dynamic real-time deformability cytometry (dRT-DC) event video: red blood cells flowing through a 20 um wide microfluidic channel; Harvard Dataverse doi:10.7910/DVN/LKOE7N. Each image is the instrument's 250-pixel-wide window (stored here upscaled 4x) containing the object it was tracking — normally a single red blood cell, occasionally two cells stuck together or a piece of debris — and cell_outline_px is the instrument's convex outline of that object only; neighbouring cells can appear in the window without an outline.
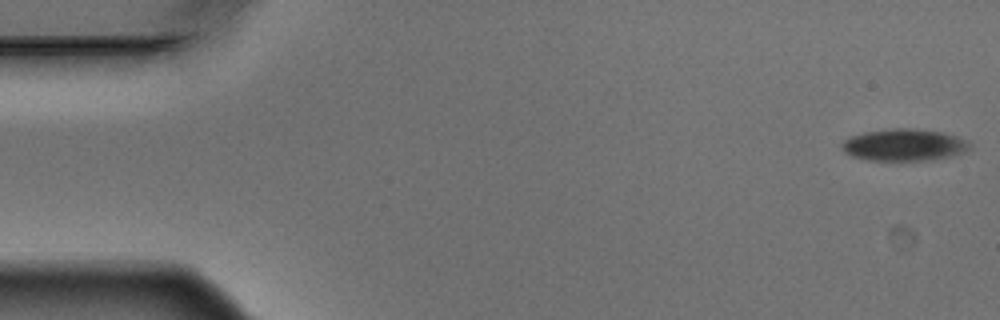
{"species": "Egyptian fruit bat (a non-hibernating species)", "species_latin": "Rousettus aegyptiacus", "temperature_condition": "warm", "stored_images_in_passage": 6, "segment_of_instrument_passage": [1, 2], "camera_frame_rate_fps": 3000, "um_per_image_px": 0.085, "animal": {"sex": "male"}, "frame": {"image": 1, "passage_image": 1, "time_ms": 0.0, "image_size_px": [1000, 320], "cell_outline_px": [[972, 148], [964, 152], [952, 156], [932, 160], [868, 160], [852, 156], [844, 152], [840, 148], [840, 144], [848, 136], [864, 132], [888, 128], [912, 128], [944, 132], [968, 140], [972, 144]], "centroid_in_image_um": [76.85, 12.31], "position_along_channel_um": 8.1, "area_um2": 24.28}}